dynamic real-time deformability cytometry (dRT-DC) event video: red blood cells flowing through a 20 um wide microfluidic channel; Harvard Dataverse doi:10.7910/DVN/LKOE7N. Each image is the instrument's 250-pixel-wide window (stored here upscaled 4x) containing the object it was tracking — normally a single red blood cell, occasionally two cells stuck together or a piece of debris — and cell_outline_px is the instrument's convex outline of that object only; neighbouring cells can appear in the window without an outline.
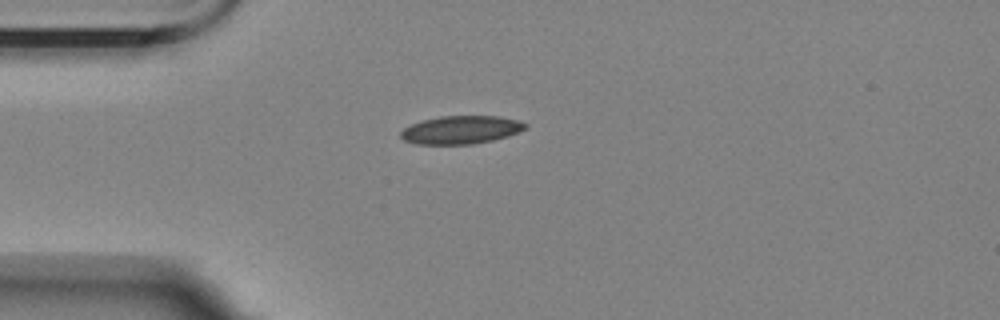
{"species": "Egyptian fruit bat (a non-hibernating species)", "species_latin": "Rousettus aegyptiacus", "temperature_condition": "room temperature", "stored_images_in_passage": 4, "camera_frame_rate_fps": 3000, "um_per_image_px": 0.085, "animal": {"sex": "female"}, "frame": {"image": 1, "passage_image": 1, "time_ms": 0.0, "image_size_px": [1000, 320], "cell_outline_px": [[528, 128], [508, 136], [492, 140], [472, 144], [416, 144], [404, 140], [400, 136], [400, 132], [404, 128], [412, 124], [424, 120], [440, 116], [496, 116], [516, 120], [528, 124]], "centroid_in_image_um": [39.19, 11.04], "position_along_channel_um": 45.8, "area_um2": 20.29}}
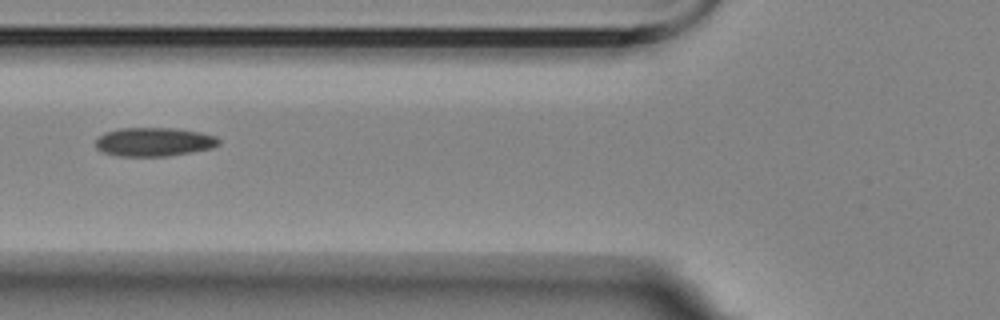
{"frame": {"image": 2, "passage_image": 3, "time_ms": 2.333, "image_size_px": [1000, 320], "cell_outline_px": [[220, 144], [212, 148], [192, 152], [168, 156], [120, 156], [104, 152], [96, 148], [96, 140], [104, 132], [120, 128], [176, 128], [200, 132], [216, 136], [220, 140]], "centroid_in_image_um": [13.12, 12.05], "position_along_channel_um": 112.7, "area_um2": 20.69}}
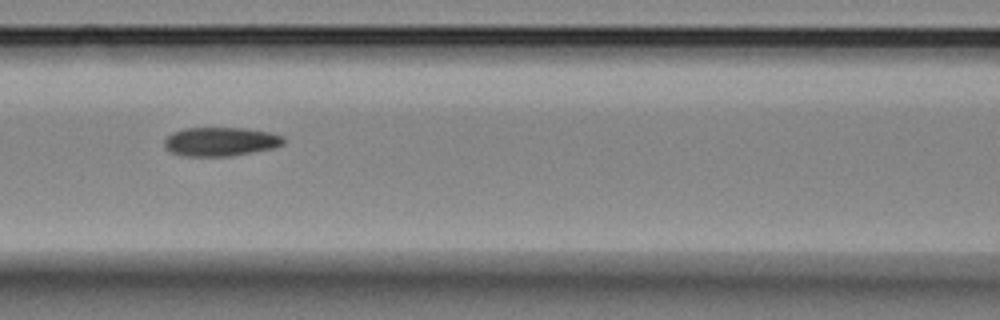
{"frame": {"image": 3, "passage_image": 4, "time_ms": 3.333, "image_size_px": [1000, 320], "cell_outline_px": [[284, 144], [272, 148], [252, 152], [228, 156], [184, 156], [172, 152], [164, 148], [164, 140], [172, 132], [184, 128], [244, 128], [268, 132], [284, 136]], "centroid_in_image_um": [18.72, 12.03], "position_along_channel_um": 147.9, "area_um2": 20.0}}